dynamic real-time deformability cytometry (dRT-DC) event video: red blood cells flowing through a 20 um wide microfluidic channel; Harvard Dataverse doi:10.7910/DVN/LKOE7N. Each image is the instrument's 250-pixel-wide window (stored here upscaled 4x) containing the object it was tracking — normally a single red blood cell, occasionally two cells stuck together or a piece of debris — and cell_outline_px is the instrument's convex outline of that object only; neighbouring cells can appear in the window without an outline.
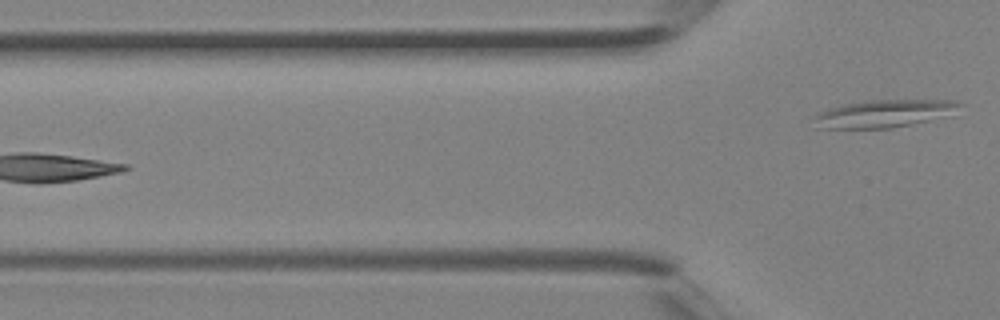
{"species": "Egyptian fruit bat (a non-hibernating species)", "species_latin": "Rousettus aegyptiacus", "temperature_condition": "room temperature", "stored_images_in_passage": 5, "camera_frame_rate_fps": 3000, "um_per_image_px": 0.085, "animal": {"sex": "female"}, "frame": {"image": 1, "passage_image": 5, "time_ms": 1.333, "image_size_px": [1000, 320], "cell_outline_px": [[964, 104], [956, 116], [892, 128], [816, 128], [812, 116], [816, 112], [828, 108], [844, 104], [864, 100], [952, 100]], "centroid_in_image_um": [75.24, 9.65], "position_along_channel_um": 50.6, "area_um2": 24.33}}